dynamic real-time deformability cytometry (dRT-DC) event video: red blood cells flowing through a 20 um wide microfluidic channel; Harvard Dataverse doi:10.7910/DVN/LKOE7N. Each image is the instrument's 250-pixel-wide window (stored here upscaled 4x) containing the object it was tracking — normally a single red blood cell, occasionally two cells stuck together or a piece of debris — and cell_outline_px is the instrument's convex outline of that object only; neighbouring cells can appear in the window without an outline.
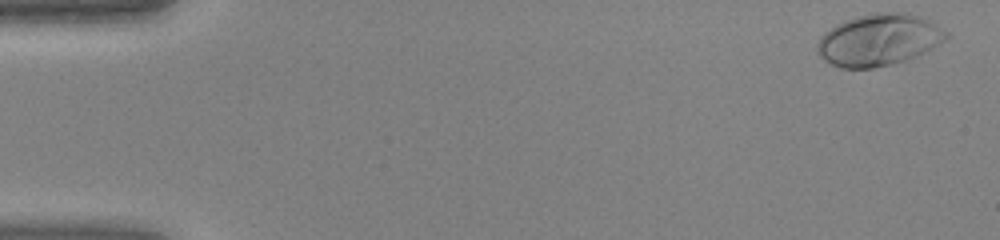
{"species": "human", "species_latin": "Homo sapiens", "temperature_condition": "warm", "stored_images_in_passage": 45, "camera_frame_rate_fps": 3000, "um_per_image_px": 0.085, "donor": {"sex": "female"}, "frame": {"image": 1, "passage_image": 1, "time_ms": 0.0, "image_size_px": [1000, 240], "cell_outline_px": [[952, 36], [948, 40], [916, 56], [892, 64], [872, 68], [840, 68], [824, 60], [816, 52], [816, 44], [820, 36], [824, 32], [836, 24], [844, 20], [856, 16], [876, 12], [908, 12], [924, 16], [948, 32]], "centroid_in_image_um": [74.72, 3.37], "position_along_channel_um": 10.3, "area_um2": 39.54}}
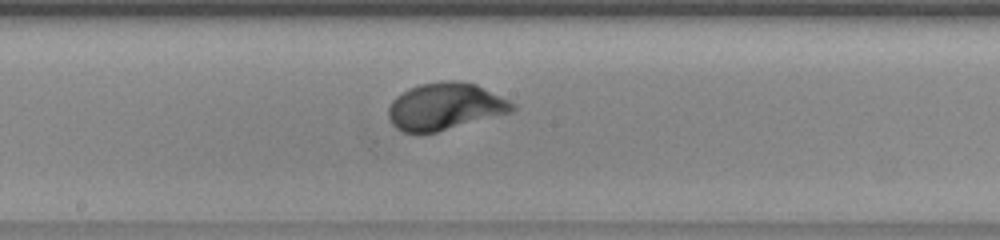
{"frame": {"image": 2, "passage_image": 24, "time_ms": 7.667, "image_size_px": [1000, 240], "cell_outline_px": [[516, 108], [512, 112], [436, 132], [420, 136], [416, 136], [404, 132], [396, 128], [392, 124], [388, 116], [388, 108], [392, 100], [396, 96], [408, 88], [420, 84], [444, 80], [452, 80], [476, 84], [516, 104]], "centroid_in_image_um": [37.78, 9.07], "position_along_channel_um": 210.4, "area_um2": 34.33}}
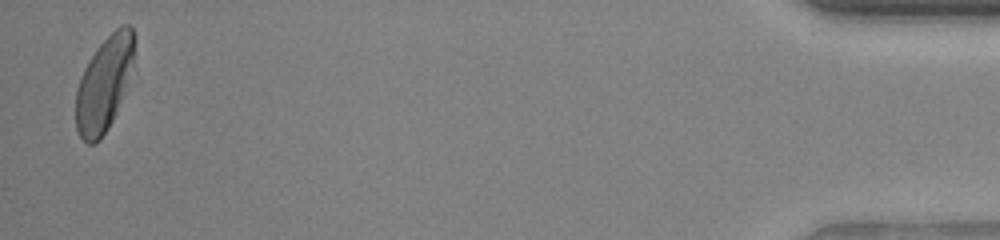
{"frame": {"image": 3, "passage_image": 44, "time_ms": 14.333, "image_size_px": [1000, 240], "cell_outline_px": [[132, 60], [120, 100], [116, 112], [108, 128], [100, 140], [92, 144], [88, 144], [80, 136], [76, 128], [76, 88], [80, 76], [88, 60], [96, 48], [120, 24], [128, 24], [132, 28]], "centroid_in_image_um": [8.78, 7.16], "position_along_channel_um": 426.4, "area_um2": 31.15}}